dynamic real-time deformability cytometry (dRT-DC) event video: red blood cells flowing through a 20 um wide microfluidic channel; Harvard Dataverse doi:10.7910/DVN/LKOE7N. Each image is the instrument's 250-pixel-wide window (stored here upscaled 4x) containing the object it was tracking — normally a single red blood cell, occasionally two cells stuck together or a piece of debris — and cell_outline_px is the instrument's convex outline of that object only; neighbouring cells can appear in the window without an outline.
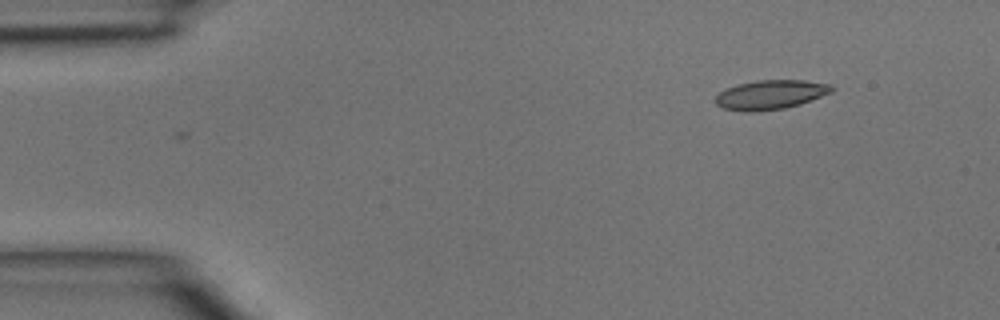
{"species": "common noctule bat (a hibernating species)", "species_latin": "Nyctalus noctula", "temperature_condition": "room temperature", "stored_images_in_passage": 3, "camera_frame_rate_fps": 3000, "um_per_image_px": 0.085, "animal": {"sex": "male", "body_mass_g": 15.6}, "frame": {"image": 1, "passage_image": 3, "time_ms": 0.667, "image_size_px": [1000, 320], "cell_outline_px": [[832, 92], [800, 104], [784, 108], [724, 108], [716, 104], [716, 96], [720, 92], [736, 84], [756, 80], [804, 80], [832, 84]], "centroid_in_image_um": [65.58, 7.98], "position_along_channel_um": 19.4, "area_um2": 18.79}}